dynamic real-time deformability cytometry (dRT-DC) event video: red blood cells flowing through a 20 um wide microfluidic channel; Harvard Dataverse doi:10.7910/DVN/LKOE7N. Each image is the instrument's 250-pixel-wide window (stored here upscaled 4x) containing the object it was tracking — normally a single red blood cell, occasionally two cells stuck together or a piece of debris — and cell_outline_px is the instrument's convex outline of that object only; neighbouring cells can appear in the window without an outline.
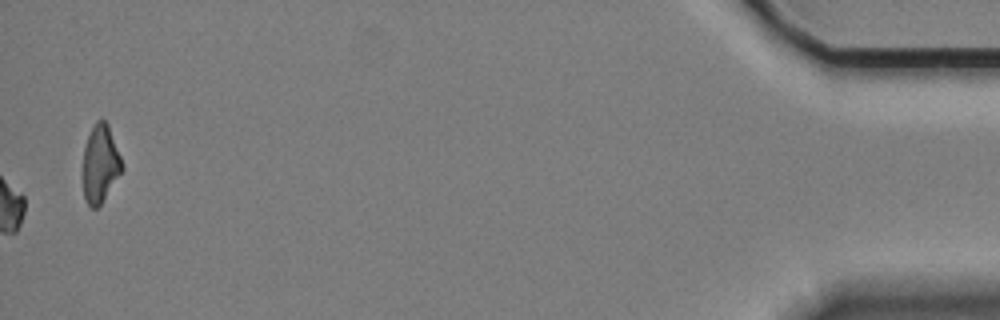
{"species": "Egyptian fruit bat (a non-hibernating species)", "species_latin": "Rousettus aegyptiacus", "temperature_condition": "cold", "stored_images_in_passage": 57, "camera_frame_rate_fps": 3000, "um_per_image_px": 0.085, "animal": {"sex": "female"}, "frame": {"image": 1, "passage_image": 57, "time_ms": 18.667, "image_size_px": [1000, 320], "cell_outline_px": [[124, 168], [100, 204], [96, 208], [92, 208], [84, 200], [84, 148], [88, 136], [96, 120], [104, 120], [108, 124], [120, 156]], "centroid_in_image_um": [8.53, 13.92], "position_along_channel_um": 426.7, "area_um2": 17.22}, "authors_computed_cell_mechanics": {"area_um2": 18.2648, "velocity_mm_per_s": 3.3147, "shape_relaxation_time_tau1_ms": 2.2403, "shape_relaxation_time_tau2_ms": null, "deformation_change_tau1": 0.078, "deformation_change_tau2": null}}